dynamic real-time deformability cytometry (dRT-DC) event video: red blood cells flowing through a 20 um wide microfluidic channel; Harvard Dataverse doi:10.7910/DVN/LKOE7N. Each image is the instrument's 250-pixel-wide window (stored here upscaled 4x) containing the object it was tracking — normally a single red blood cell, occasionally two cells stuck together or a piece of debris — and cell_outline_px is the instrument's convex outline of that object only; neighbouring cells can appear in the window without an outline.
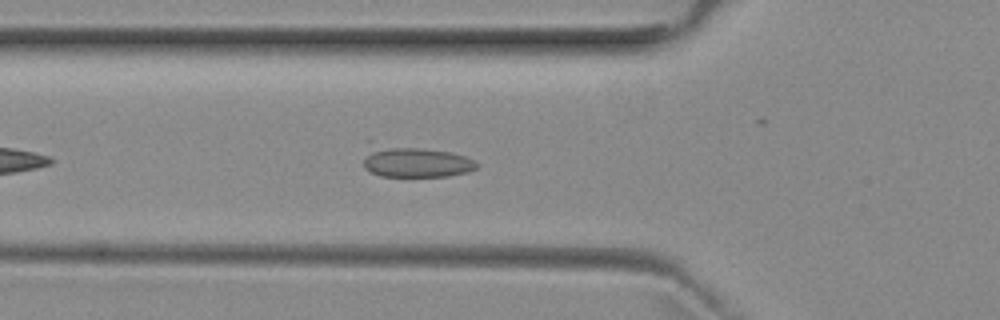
{"species": "common noctule bat (a hibernating species)", "species_latin": "Nyctalus noctula", "temperature_condition": "room temperature", "stored_images_in_passage": 30, "camera_frame_rate_fps": 3000, "um_per_image_px": 0.085, "animal": {"sex": "female", "body_mass_g": 29.2, "forearm_length_mm": 56.3}, "frame": {"image": 1, "passage_image": 7, "time_ms": 2.0, "image_size_px": [1000, 320], "cell_outline_px": [[480, 164], [476, 168], [468, 172], [448, 176], [380, 176], [368, 172], [364, 168], [364, 160], [372, 148], [420, 148], [448, 152], [464, 156]], "centroid_in_image_um": [35.39, 13.83], "position_along_channel_um": 90.4, "area_um2": 19.36}}
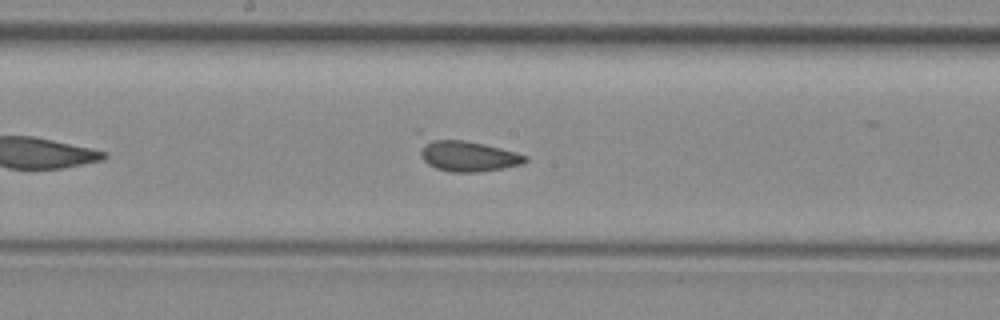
{"frame": {"image": 2, "passage_image": 16, "time_ms": 5.0, "image_size_px": [1000, 320], "cell_outline_px": [[528, 160], [524, 164], [504, 168], [476, 172], [452, 172], [436, 168], [428, 164], [424, 160], [420, 152], [424, 144], [432, 140], [460, 140], [484, 144], [516, 152], [528, 156]], "centroid_in_image_um": [39.86, 13.29], "position_along_channel_um": 208.3, "area_um2": 18.32}}
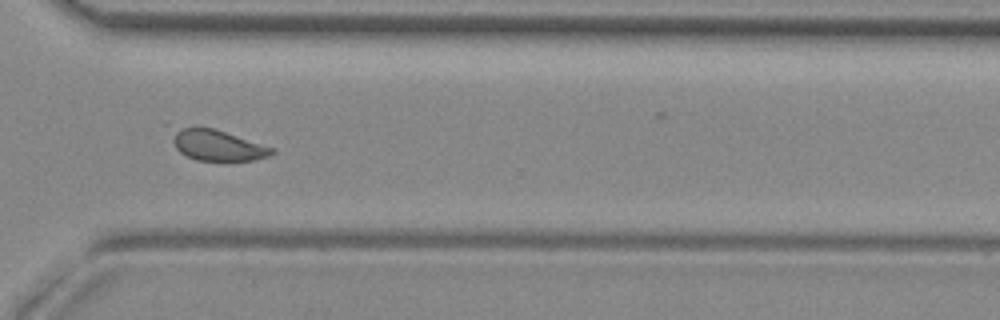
{"frame": {"image": 3, "passage_image": 27, "time_ms": 8.667, "image_size_px": [1000, 320], "cell_outline_px": [[276, 152], [268, 156], [252, 160], [224, 164], [196, 160], [180, 152], [176, 148], [172, 140], [172, 128], [216, 128], [276, 148]], "centroid_in_image_um": [18.54, 12.39], "position_along_channel_um": 352.1, "area_um2": 18.73}}